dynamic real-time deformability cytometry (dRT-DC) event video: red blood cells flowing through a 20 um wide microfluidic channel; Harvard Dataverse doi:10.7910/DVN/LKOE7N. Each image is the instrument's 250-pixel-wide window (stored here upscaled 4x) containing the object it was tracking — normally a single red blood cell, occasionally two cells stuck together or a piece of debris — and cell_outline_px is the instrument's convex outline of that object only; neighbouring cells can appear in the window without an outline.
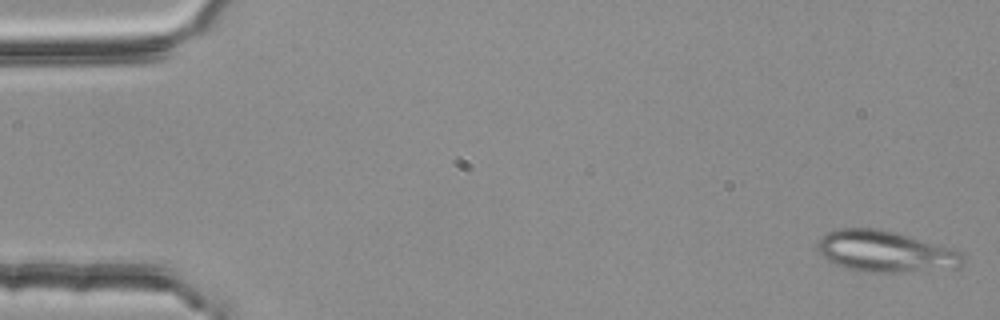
{"species": "common noctule bat (a hibernating species)", "species_latin": "Nyctalus noctula", "temperature_condition": "room temperature", "stored_images_in_passage": 52, "segment_of_instrument_passage": [1, 2], "camera_frame_rate_fps": 3000, "um_per_image_px": 0.085, "animal": {"sex": "female", "body_mass_g": 25.1}, "frame": {"image": 1, "passage_image": 1, "time_ms": 0.0, "image_size_px": [1000, 320], "cell_outline_px": [[964, 264], [960, 268], [896, 272], [868, 272], [844, 268], [828, 260], [816, 248], [816, 244], [828, 232], [836, 228], [880, 228], [896, 232], [956, 248], [964, 252]], "centroid_in_image_um": [75.34, 21.37], "position_along_channel_um": 9.7, "area_um2": 35.43}}